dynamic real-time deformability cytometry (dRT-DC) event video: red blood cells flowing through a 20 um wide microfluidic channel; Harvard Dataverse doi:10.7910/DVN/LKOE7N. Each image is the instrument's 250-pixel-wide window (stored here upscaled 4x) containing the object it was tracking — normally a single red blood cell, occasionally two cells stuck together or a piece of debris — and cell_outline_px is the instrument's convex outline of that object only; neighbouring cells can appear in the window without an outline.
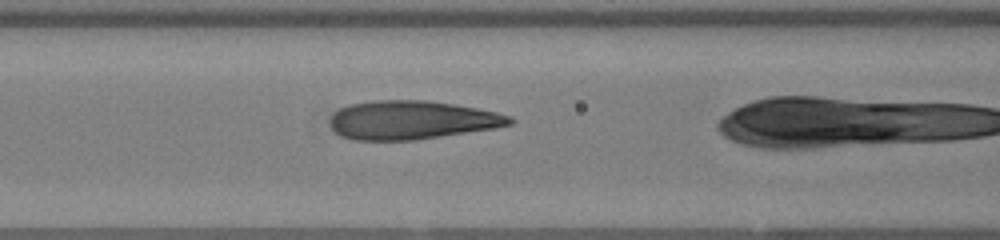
{"species": "human", "species_latin": "Homo sapiens", "temperature_condition": "warm", "stored_images_in_passage": 32, "camera_frame_rate_fps": 3000, "um_per_image_px": 0.085, "donor": {"sex": "female"}, "frame": {"image": 1, "passage_image": 14, "time_ms": 4.333, "image_size_px": [1000, 240], "cell_outline_px": [[516, 120], [512, 124], [496, 128], [416, 140], [352, 140], [340, 136], [328, 124], [328, 120], [340, 108], [348, 104], [372, 100], [428, 100], [476, 108], [496, 112], [512, 116]], "centroid_in_image_um": [34.99, 10.2], "position_along_channel_um": 131.6, "area_um2": 40.81}}
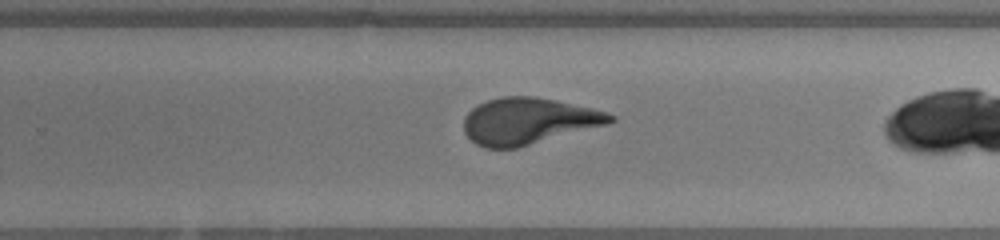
{"frame": {"image": 2, "passage_image": 25, "time_ms": 8.0, "image_size_px": [1000, 240], "cell_outline_px": [[616, 120], [608, 124], [516, 148], [484, 148], [476, 144], [464, 132], [464, 116], [476, 104], [488, 100], [504, 96], [532, 96], [556, 100], [608, 112], [616, 116]], "centroid_in_image_um": [44.9, 10.28], "position_along_channel_um": 284.9, "area_um2": 39.54}}
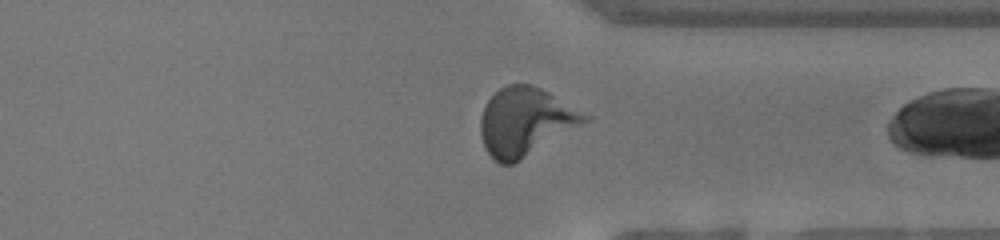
{"frame": {"image": 3, "passage_image": 31, "time_ms": 10.0, "image_size_px": [1000, 240], "cell_outline_px": [[592, 120], [520, 160], [512, 164], [500, 164], [484, 148], [480, 136], [480, 116], [488, 100], [500, 88], [508, 84], [532, 84], [548, 92], [592, 116]], "centroid_in_image_um": [44.68, 10.34], "position_along_channel_um": 366.7, "area_um2": 41.38}}